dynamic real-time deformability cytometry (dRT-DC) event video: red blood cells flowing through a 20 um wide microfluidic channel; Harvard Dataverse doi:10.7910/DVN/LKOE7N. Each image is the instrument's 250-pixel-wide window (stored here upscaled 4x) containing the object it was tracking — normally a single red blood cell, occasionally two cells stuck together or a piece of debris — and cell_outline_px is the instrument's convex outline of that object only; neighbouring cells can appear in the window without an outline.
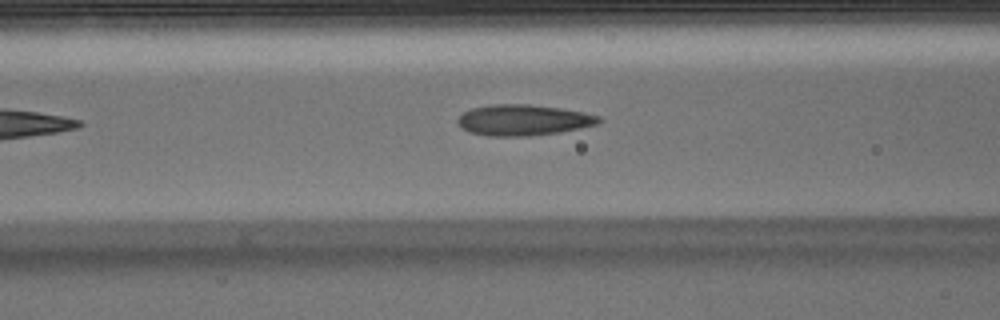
{"species": "Egyptian fruit bat (a non-hibernating species)", "species_latin": "Rousettus aegyptiacus", "temperature_condition": "warm", "stored_images_in_passage": 4, "camera_frame_rate_fps": 3000, "um_per_image_px": 0.085, "animal": {"sex": "male"}, "frame": {"image": 1, "passage_image": 4, "time_ms": 1.0, "image_size_px": [1000, 320], "cell_outline_px": [[604, 120], [600, 124], [560, 132], [528, 136], [488, 136], [472, 132], [460, 128], [456, 120], [464, 112], [472, 108], [488, 104], [528, 104], [560, 108], [584, 112], [600, 116]], "centroid_in_image_um": [44.51, 10.2], "position_along_channel_um": 122.1, "area_um2": 25.61}}